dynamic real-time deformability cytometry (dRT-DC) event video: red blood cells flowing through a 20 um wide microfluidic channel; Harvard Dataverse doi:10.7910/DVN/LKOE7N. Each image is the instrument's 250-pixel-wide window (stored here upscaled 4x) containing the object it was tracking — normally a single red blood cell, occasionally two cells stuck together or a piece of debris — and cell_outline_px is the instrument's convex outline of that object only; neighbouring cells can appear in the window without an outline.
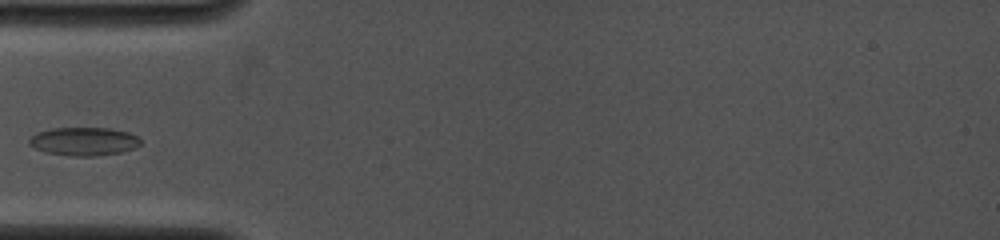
{"species": "common noctule bat (a hibernating species)", "species_latin": "Nyctalus noctula", "temperature_condition": "cold", "stored_images_in_passage": 12, "camera_frame_rate_fps": 4000, "um_per_image_px": 0.085, "animal": {"sex": "female", "body_mass_g": 19.0, "forearm_length_mm": 53.3}, "frame": {"image": 1, "passage_image": 3, "time_ms": 1.75, "image_size_px": [1000, 240], "cell_outline_px": [[140, 144], [136, 148], [120, 152], [96, 156], [72, 156], [44, 152], [28, 144], [28, 140], [36, 132], [52, 128], [108, 128], [128, 132], [136, 136], [140, 140]], "centroid_in_image_um": [7.11, 12.02], "position_along_channel_um": 77.9, "area_um2": 18.38}}
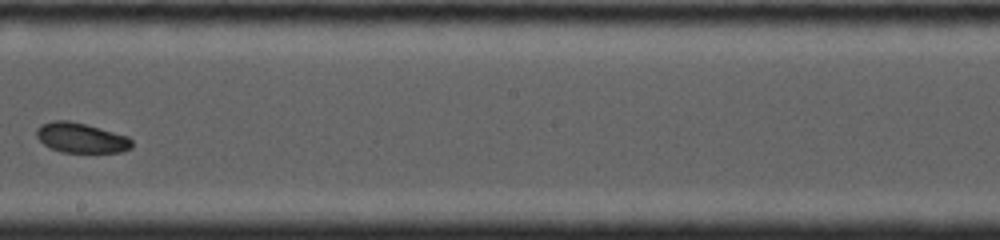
{"frame": {"image": 2, "passage_image": 7, "time_ms": 5.75, "image_size_px": [1000, 240], "cell_outline_px": [[132, 148], [120, 152], [60, 152], [44, 144], [36, 136], [36, 128], [40, 124], [52, 120], [68, 120], [100, 128], [128, 136], [132, 140]], "centroid_in_image_um": [6.88, 11.71], "position_along_channel_um": 241.3, "area_um2": 16.65}}
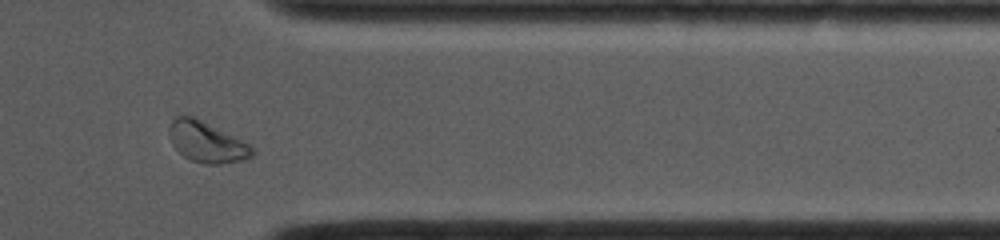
{"frame": {"image": 3, "passage_image": 11, "time_ms": 9.5, "image_size_px": [1000, 240], "cell_outline_px": [[256, 152], [248, 160], [220, 164], [204, 164], [192, 160], [184, 156], [172, 144], [168, 132], [168, 128], [172, 120], [176, 116], [192, 116], [252, 144]], "centroid_in_image_um": [17.62, 12.09], "position_along_channel_um": 393.8, "area_um2": 19.88}, "authors_computed_cell_mechanics": {"area_um2": 17.4556, "velocity_mm_per_s": 4.0893, "shape_relaxation_time_tau1_ms": 2.2374, "shape_relaxation_time_tau2_ms": 7.9876, "deformation_change_tau1": 0.0568, "deformation_change_tau2": 0.0978}}